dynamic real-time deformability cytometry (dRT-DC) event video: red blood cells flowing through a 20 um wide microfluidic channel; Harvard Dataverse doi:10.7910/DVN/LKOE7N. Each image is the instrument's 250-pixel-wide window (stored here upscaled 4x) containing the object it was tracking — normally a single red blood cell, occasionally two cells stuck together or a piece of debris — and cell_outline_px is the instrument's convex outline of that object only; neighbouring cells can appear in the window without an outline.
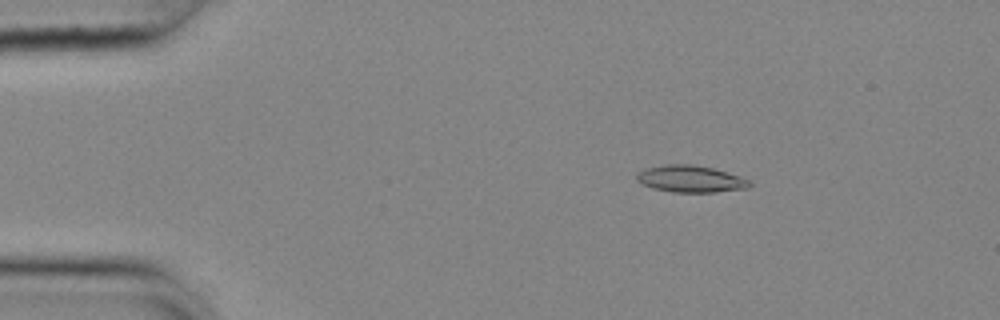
{"species": "common noctule bat (a hibernating species)", "species_latin": "Nyctalus noctula", "temperature_condition": "cold", "stored_images_in_passage": 55, "camera_frame_rate_fps": 3000, "um_per_image_px": 0.085, "animal": {"sex": "female", "body_mass_g": 25.1}, "frame": {"image": 1, "passage_image": 9, "time_ms": 2.667, "image_size_px": [1000, 320], "cell_outline_px": [[752, 184], [748, 188], [716, 192], [672, 192], [652, 188], [636, 180], [636, 172], [644, 168], [668, 164], [692, 164], [712, 168], [740, 176], [752, 180]], "centroid_in_image_um": [58.7, 15.2], "position_along_channel_um": 26.3, "area_um2": 17.8}}
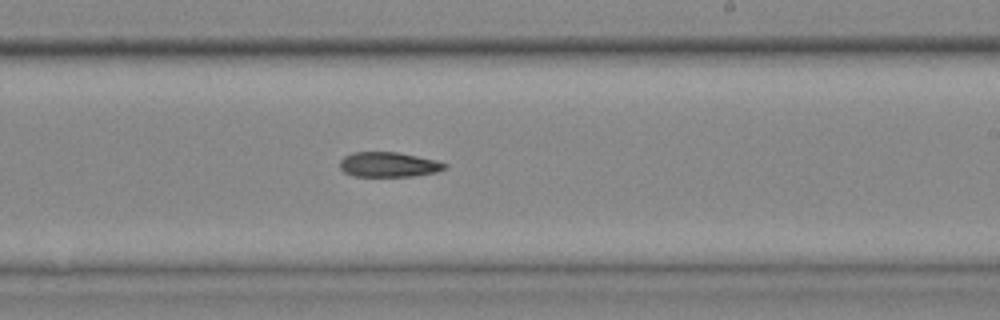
{"frame": {"image": 2, "passage_image": 33, "time_ms": 10.667, "image_size_px": [1000, 320], "cell_outline_px": [[448, 168], [436, 172], [412, 176], [352, 176], [344, 172], [340, 168], [340, 160], [344, 156], [352, 152], [396, 152], [436, 160], [448, 164]], "centroid_in_image_um": [33.03, 13.99], "position_along_channel_um": 256.0, "area_um2": 15.26}}
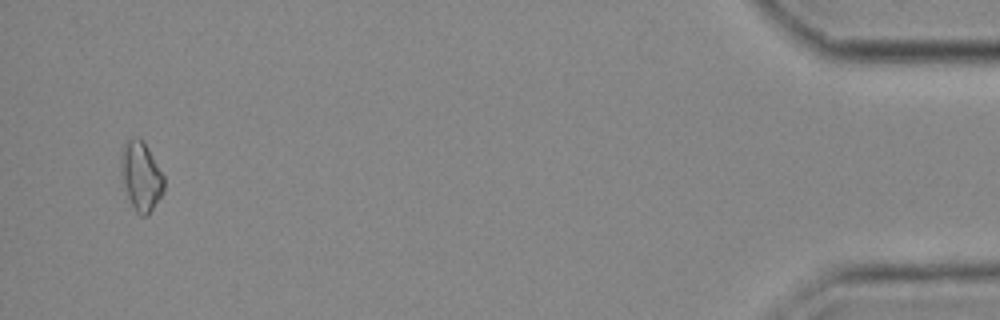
{"frame": {"image": 3, "passage_image": 53, "time_ms": 17.333, "image_size_px": [1000, 320], "cell_outline_px": [[164, 192], [148, 216], [140, 216], [136, 212], [128, 196], [120, 172], [120, 156], [124, 144], [128, 140], [136, 136], [140, 136], [148, 148], [164, 176]], "centroid_in_image_um": [11.99, 14.97], "position_along_channel_um": 423.2, "area_um2": 17.4}}